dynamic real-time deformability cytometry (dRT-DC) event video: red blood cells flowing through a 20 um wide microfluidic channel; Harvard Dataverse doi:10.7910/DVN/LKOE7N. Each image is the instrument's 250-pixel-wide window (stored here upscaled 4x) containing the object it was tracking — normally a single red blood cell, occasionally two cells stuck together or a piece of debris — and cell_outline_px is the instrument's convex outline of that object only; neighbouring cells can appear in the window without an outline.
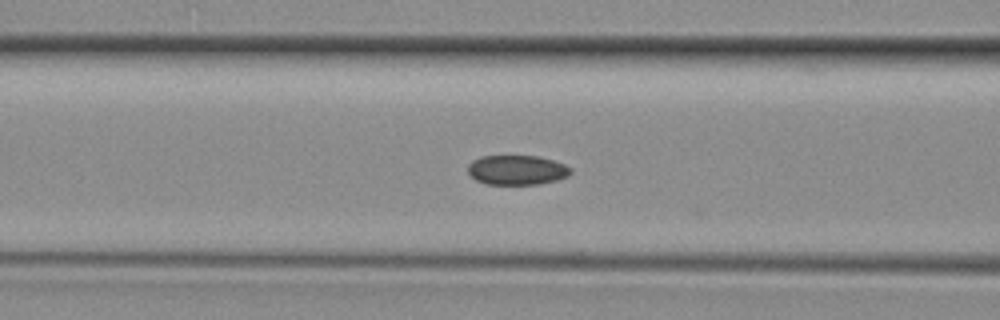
{"species": "common noctule bat (a hibernating species)", "species_latin": "Nyctalus noctula", "temperature_condition": "room temperature", "stored_images_in_passage": 27, "camera_frame_rate_fps": 3000, "um_per_image_px": 0.085, "animal": {"sex": "female", "body_mass_g": 29.2, "forearm_length_mm": 56.3}, "frame": {"image": 1, "passage_image": 8, "time_ms": 2.333, "image_size_px": [1000, 320], "cell_outline_px": [[572, 172], [568, 176], [556, 180], [540, 184], [488, 184], [476, 180], [468, 172], [468, 164], [472, 160], [480, 156], [536, 156], [552, 160], [564, 164], [572, 168]], "centroid_in_image_um": [43.94, 14.45], "position_along_channel_um": 122.7, "area_um2": 17.74}}
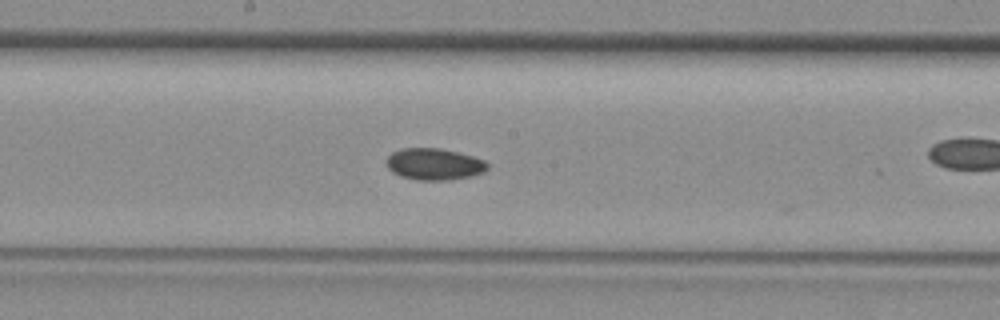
{"frame": {"image": 2, "passage_image": 13, "time_ms": 4.0, "image_size_px": [1000, 320], "cell_outline_px": [[488, 168], [484, 172], [472, 176], [448, 180], [416, 180], [400, 176], [392, 172], [388, 168], [388, 156], [392, 152], [400, 148], [440, 148], [472, 156], [484, 160], [488, 164]], "centroid_in_image_um": [36.91, 13.96], "position_along_channel_um": 211.3, "area_um2": 18.61}}
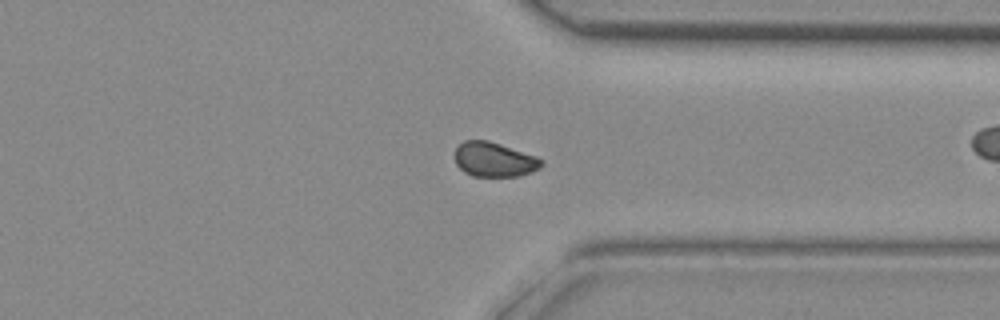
{"frame": {"image": 3, "passage_image": 22, "time_ms": 7.0, "image_size_px": [1000, 320], "cell_outline_px": [[544, 164], [540, 168], [532, 172], [520, 176], [472, 176], [464, 172], [456, 164], [456, 148], [464, 140], [488, 140], [536, 156], [544, 160]], "centroid_in_image_um": [42.04, 13.57], "position_along_channel_um": 369.4, "area_um2": 17.46}}